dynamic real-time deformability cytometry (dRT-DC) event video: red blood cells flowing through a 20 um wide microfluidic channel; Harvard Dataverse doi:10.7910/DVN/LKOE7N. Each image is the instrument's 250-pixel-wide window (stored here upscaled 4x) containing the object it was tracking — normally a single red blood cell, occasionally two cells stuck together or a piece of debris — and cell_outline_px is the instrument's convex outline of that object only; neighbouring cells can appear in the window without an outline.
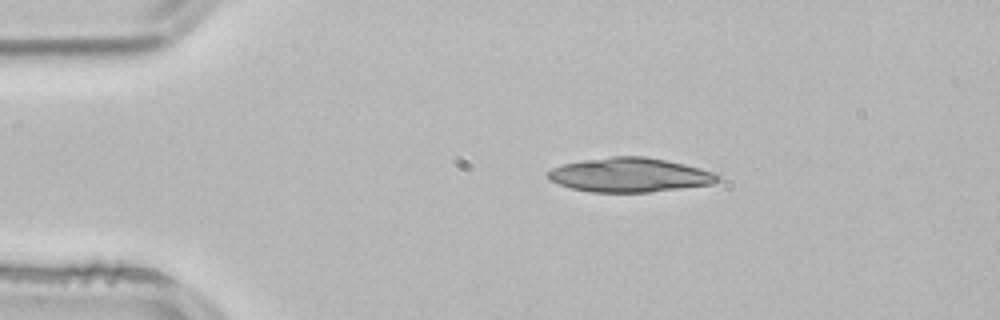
{"species": "common noctule bat (a hibernating species)", "species_latin": "Nyctalus noctula", "temperature_condition": "room temperature", "stored_images_in_passage": 2, "camera_frame_rate_fps": 3000, "um_per_image_px": 0.085, "animal": {"sex": "male", "body_mass_g": 21.5, "forearm_length_mm": 52.0}, "frame": {"image": 1, "passage_image": 1, "time_ms": 0.0, "image_size_px": [1000, 320], "cell_outline_px": [[724, 176], [720, 180], [712, 184], [652, 192], [592, 192], [572, 188], [548, 180], [544, 172], [552, 168], [564, 164], [584, 160], [612, 156], [644, 156], [684, 164], [716, 172]], "centroid_in_image_um": [53.55, 14.87], "position_along_channel_um": 31.5, "area_um2": 34.04}}